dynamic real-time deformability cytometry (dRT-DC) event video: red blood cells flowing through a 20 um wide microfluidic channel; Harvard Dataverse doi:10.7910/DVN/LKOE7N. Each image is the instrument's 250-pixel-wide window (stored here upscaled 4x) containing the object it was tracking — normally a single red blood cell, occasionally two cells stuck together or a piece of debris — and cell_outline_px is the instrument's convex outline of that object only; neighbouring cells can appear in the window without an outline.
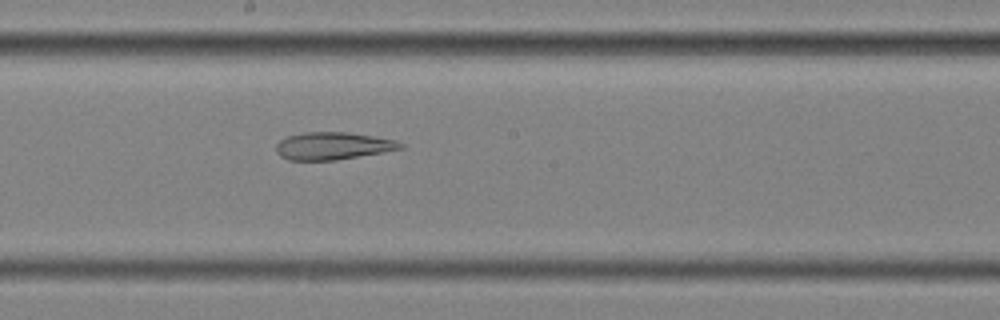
{"species": "common noctule bat (a hibernating species)", "species_latin": "Nyctalus noctula", "temperature_condition": "cold", "stored_images_in_passage": 56, "camera_frame_rate_fps": 3000, "um_per_image_px": 0.085, "animal": {"sex": "female", "body_mass_g": 25.1}, "frame": {"image": 1, "passage_image": 31, "time_ms": 10.0, "image_size_px": [1000, 320], "cell_outline_px": [[404, 148], [384, 152], [336, 160], [288, 160], [280, 156], [276, 152], [276, 144], [280, 140], [288, 136], [304, 132], [348, 132], [396, 140], [404, 144]], "centroid_in_image_um": [28.29, 12.4], "position_along_channel_um": 219.9, "area_um2": 19.94}}
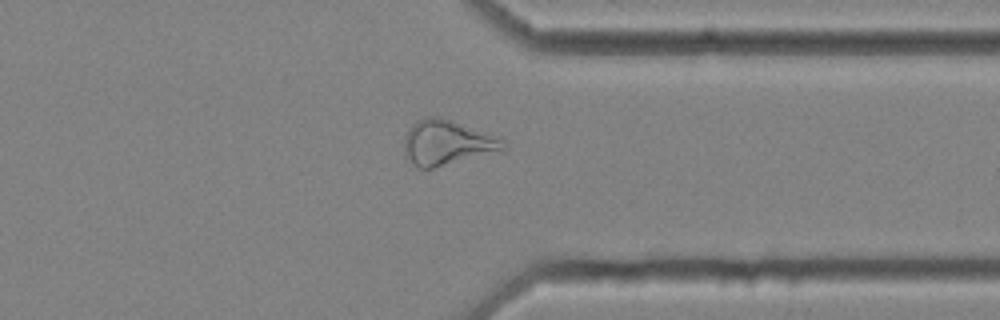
{"frame": {"image": 2, "passage_image": 44, "time_ms": 14.333, "image_size_px": [1000, 320], "cell_outline_px": [[508, 144], [504, 148], [432, 168], [420, 168], [412, 164], [404, 156], [404, 136], [408, 128], [416, 120], [424, 116], [440, 116], [496, 136], [504, 140]], "centroid_in_image_um": [37.89, 12.09], "position_along_channel_um": 373.5, "area_um2": 25.55}}
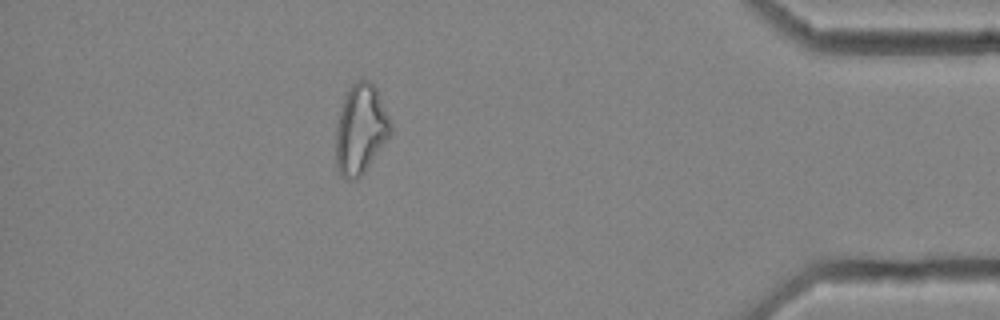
{"frame": {"image": 3, "passage_image": 50, "time_ms": 16.333, "image_size_px": [1000, 320], "cell_outline_px": [[392, 132], [364, 172], [356, 180], [348, 180], [340, 176], [336, 168], [336, 124], [344, 96], [352, 84], [356, 80], [368, 80], [376, 88], [392, 124]], "centroid_in_image_um": [30.63, 11.01], "position_along_channel_um": 404.6, "area_um2": 28.61}, "authors_computed_cell_mechanics": {"area_um2": 27.8596, "velocity_mm_per_s": 3.5646, "shape_relaxation_time_tau1_ms": null, "shape_relaxation_time_tau2_ms": 5.7972, "deformation_change_tau1": null, "deformation_change_tau2": 0.1842}}